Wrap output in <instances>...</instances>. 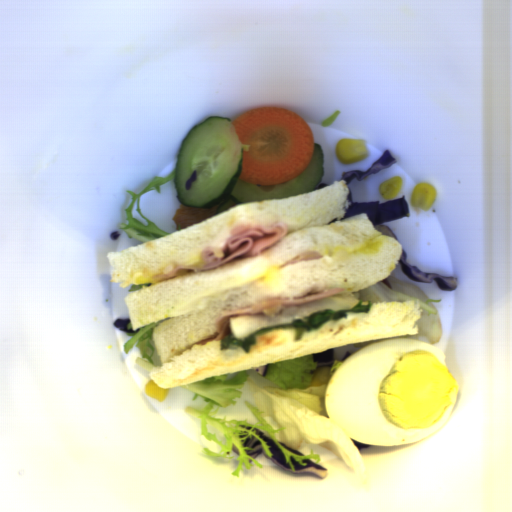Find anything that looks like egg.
<instances>
[{"label":"egg","instance_id":"1","mask_svg":"<svg viewBox=\"0 0 512 512\" xmlns=\"http://www.w3.org/2000/svg\"><path fill=\"white\" fill-rule=\"evenodd\" d=\"M447 355L425 341L396 338L369 343L343 360L324 390L334 427L370 446H401L443 427L458 384Z\"/></svg>","mask_w":512,"mask_h":512},{"label":"egg","instance_id":"2","mask_svg":"<svg viewBox=\"0 0 512 512\" xmlns=\"http://www.w3.org/2000/svg\"><path fill=\"white\" fill-rule=\"evenodd\" d=\"M358 301L351 294H333L330 297L300 305L270 307L255 315L229 317L228 329L234 339L245 341L261 329L292 324L294 321L322 309H331L334 312L354 308Z\"/></svg>","mask_w":512,"mask_h":512}]
</instances>
